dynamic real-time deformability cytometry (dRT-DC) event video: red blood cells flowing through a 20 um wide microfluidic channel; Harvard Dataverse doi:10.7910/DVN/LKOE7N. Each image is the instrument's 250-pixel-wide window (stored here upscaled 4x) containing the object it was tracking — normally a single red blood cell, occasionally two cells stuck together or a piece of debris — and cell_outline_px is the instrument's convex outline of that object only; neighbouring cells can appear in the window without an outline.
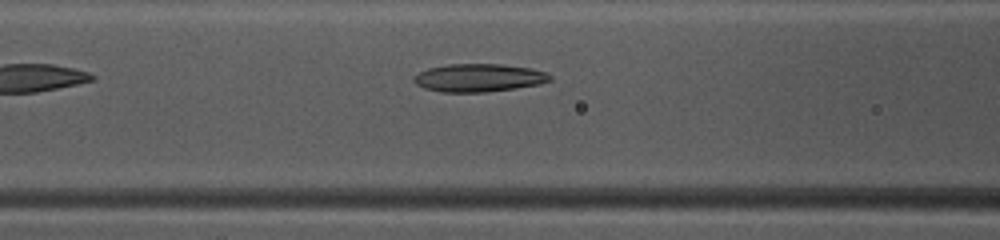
{"species": "common noctule bat (a hibernating species)", "species_latin": "Nyctalus noctula", "temperature_condition": "warm", "stored_images_in_passage": 33, "camera_frame_rate_fps": 3000, "um_per_image_px": 0.085, "animal": {"sex": "female", "body_mass_g": 10.0, "forearm_length_mm": 53.1}, "frame": {"image": 1, "passage_image": 8, "time_ms": 2.333, "image_size_px": [1000, 240], "cell_outline_px": [[552, 80], [540, 84], [516, 88], [484, 92], [440, 92], [424, 88], [416, 84], [412, 80], [412, 76], [428, 68], [448, 64], [500, 64], [532, 68], [544, 72], [552, 76]], "centroid_in_image_um": [40.68, 6.61], "position_along_channel_um": 125.9, "area_um2": 22.31}}
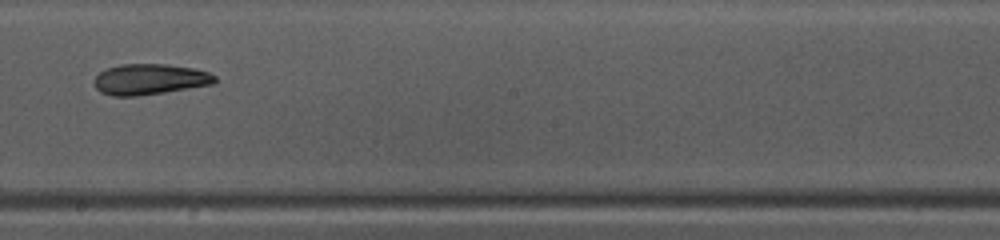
{"frame": {"image": 2, "passage_image": 16, "time_ms": 5.0, "image_size_px": [1000, 240], "cell_outline_px": [[216, 80], [212, 84], [164, 92], [136, 96], [112, 96], [100, 92], [96, 88], [92, 80], [100, 72], [108, 68], [120, 64], [168, 64], [196, 68], [208, 72], [216, 76]], "centroid_in_image_um": [12.71, 6.73], "position_along_channel_um": 235.5, "area_um2": 21.68}}
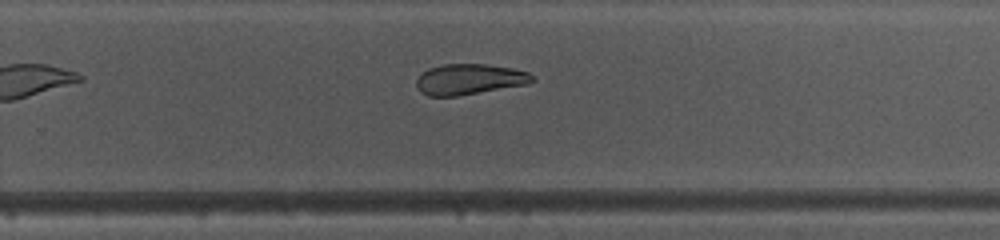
{"frame": {"image": 3, "passage_image": 20, "time_ms": 6.333, "image_size_px": [1000, 240], "cell_outline_px": [[536, 80], [528, 84], [456, 96], [428, 96], [420, 92], [416, 88], [416, 80], [420, 72], [428, 68], [444, 64], [484, 64], [512, 68], [528, 72]], "centroid_in_image_um": [39.85, 6.74], "position_along_channel_um": 290.0, "area_um2": 20.81}, "authors_computed_cell_mechanics": {"area_um2": 22.5998, "velocity_mm_per_s": 4.1035, "shape_relaxation_time_tau1_ms": null, "shape_relaxation_time_tau2_ms": 4.3522, "deformation_change_tau1": null, "deformation_change_tau2": 0.1087}}